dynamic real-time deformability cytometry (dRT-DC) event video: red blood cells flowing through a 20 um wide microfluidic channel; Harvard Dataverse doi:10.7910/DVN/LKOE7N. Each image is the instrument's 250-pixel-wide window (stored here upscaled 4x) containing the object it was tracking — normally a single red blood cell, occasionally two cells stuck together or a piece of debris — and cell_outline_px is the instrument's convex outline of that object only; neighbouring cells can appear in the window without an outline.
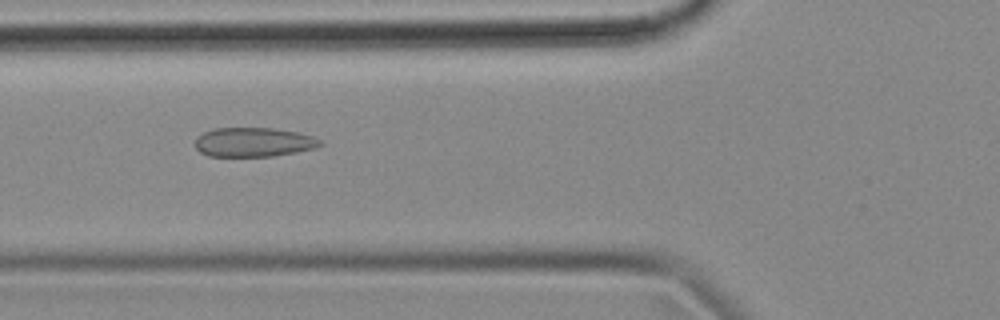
{"species": "common noctule bat (a hibernating species)", "species_latin": "Nyctalus noctula", "temperature_condition": "cold", "stored_images_in_passage": 54, "camera_frame_rate_fps": 3000, "um_per_image_px": 0.085, "animal": {"sex": "female", "body_mass_g": 18.4}, "frame": {"image": 1, "passage_image": 19, "time_ms": 6.0, "image_size_px": [1000, 320], "cell_outline_px": [[324, 144], [316, 148], [296, 152], [272, 156], [208, 156], [200, 152], [196, 148], [196, 136], [212, 128], [272, 128], [300, 132], [312, 136], [320, 140]], "centroid_in_image_um": [21.56, 12.08], "position_along_channel_um": 104.2, "area_um2": 21.44}}
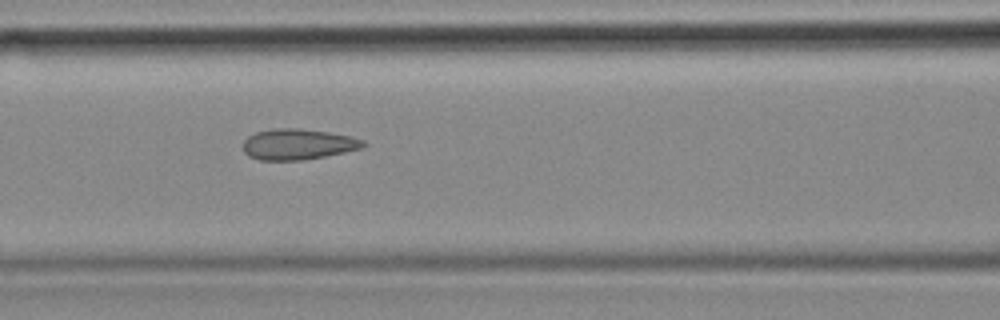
{"frame": {"image": 2, "passage_image": 22, "time_ms": 7.0, "image_size_px": [1000, 320], "cell_outline_px": [[368, 144], [364, 148], [324, 156], [300, 160], [260, 160], [248, 156], [244, 152], [244, 140], [248, 136], [256, 132], [276, 128], [300, 128], [328, 132], [352, 136], [364, 140]], "centroid_in_image_um": [25.36, 12.26], "position_along_channel_um": 141.2, "area_um2": 21.62}}
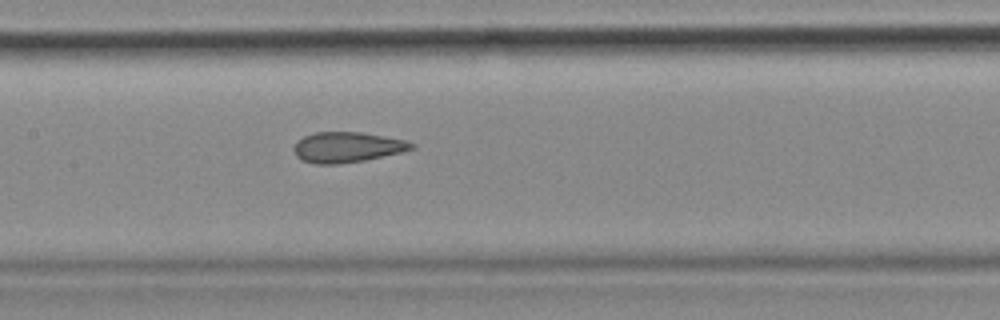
{"frame": {"image": 3, "passage_image": 25, "time_ms": 8.0, "image_size_px": [1000, 320], "cell_outline_px": [[416, 148], [404, 152], [364, 160], [340, 164], [312, 164], [300, 160], [296, 156], [292, 148], [296, 140], [304, 136], [316, 132], [360, 132], [384, 136], [404, 140], [416, 144]], "centroid_in_image_um": [29.48, 12.52], "position_along_channel_um": 177.9, "area_um2": 21.15}, "authors_computed_cell_mechanics": {"area_um2": 21.9062, "velocity_mm_per_s": 3.669, "shape_relaxation_time_tau1_ms": null, "shape_relaxation_time_tau2_ms": 2.0825, "deformation_change_tau1": null, "deformation_change_tau2": 0.0828}}